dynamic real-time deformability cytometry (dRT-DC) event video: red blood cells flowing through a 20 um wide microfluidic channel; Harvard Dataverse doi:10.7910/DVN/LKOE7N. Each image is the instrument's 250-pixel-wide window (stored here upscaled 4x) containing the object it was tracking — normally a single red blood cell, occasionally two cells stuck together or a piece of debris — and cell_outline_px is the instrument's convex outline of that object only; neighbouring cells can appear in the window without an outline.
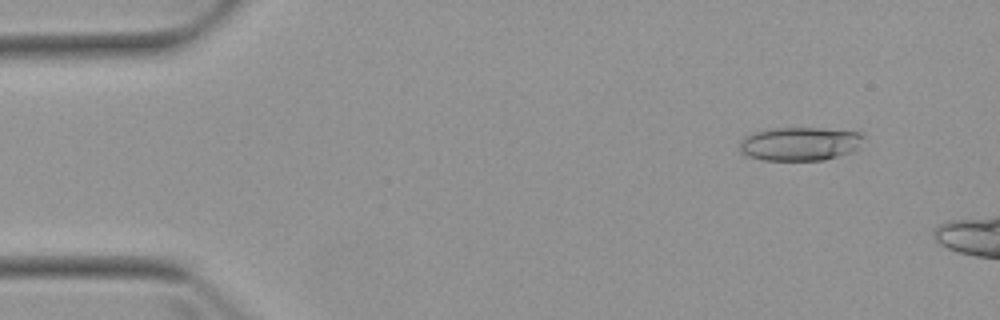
{"species": "Egyptian fruit bat (a non-hibernating species)", "species_latin": "Rousettus aegyptiacus", "temperature_condition": "warm", "stored_images_in_passage": 3, "camera_frame_rate_fps": 3000, "um_per_image_px": 0.085, "animal": {"sex": "female"}, "frame": {"image": 1, "passage_image": 2, "time_ms": 1.0, "image_size_px": [1000, 320], "cell_outline_px": [[864, 136], [860, 148], [852, 152], [824, 160], [764, 160], [748, 156], [740, 152], [740, 140], [744, 136], [752, 132], [776, 128], [820, 128], [864, 132]], "centroid_in_image_um": [68.02, 12.22], "position_along_channel_um": 17.0, "area_um2": 24.57}}